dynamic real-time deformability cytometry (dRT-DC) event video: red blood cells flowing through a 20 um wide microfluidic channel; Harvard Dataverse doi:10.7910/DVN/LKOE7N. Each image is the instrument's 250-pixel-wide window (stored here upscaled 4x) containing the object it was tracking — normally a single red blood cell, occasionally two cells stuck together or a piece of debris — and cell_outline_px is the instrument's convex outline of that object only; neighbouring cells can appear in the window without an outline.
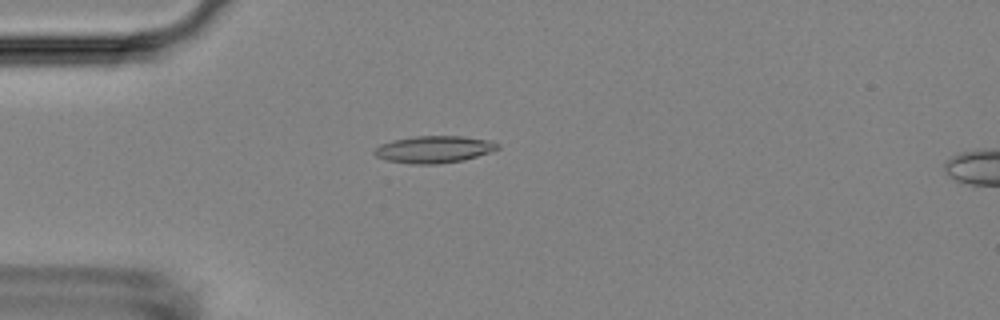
{"species": "Egyptian fruit bat (a non-hibernating species)", "species_latin": "Rousettus aegyptiacus", "temperature_condition": "room temperature", "stored_images_in_passage": 54, "camera_frame_rate_fps": 3000, "um_per_image_px": 0.085, "animal": {"sex": "female"}, "frame": {"image": 1, "passage_image": 15, "time_ms": 4.667, "image_size_px": [1000, 320], "cell_outline_px": [[500, 148], [464, 160], [436, 164], [412, 164], [388, 160], [376, 156], [372, 152], [380, 144], [392, 140], [416, 136], [464, 136], [488, 140], [500, 144]], "centroid_in_image_um": [36.88, 12.69], "position_along_channel_um": 48.1, "area_um2": 19.31}}
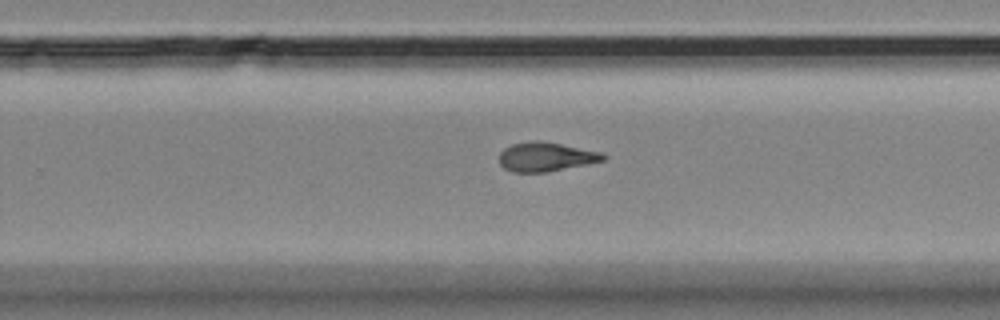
{"frame": {"image": 2, "passage_image": 35, "time_ms": 11.333, "image_size_px": [1000, 320], "cell_outline_px": [[608, 156], [604, 160], [588, 164], [548, 172], [512, 172], [504, 168], [500, 164], [500, 152], [504, 148], [512, 144], [536, 140], [540, 140], [604, 152]], "centroid_in_image_um": [46.43, 13.33], "position_along_channel_um": 283.4, "area_um2": 17.8}}
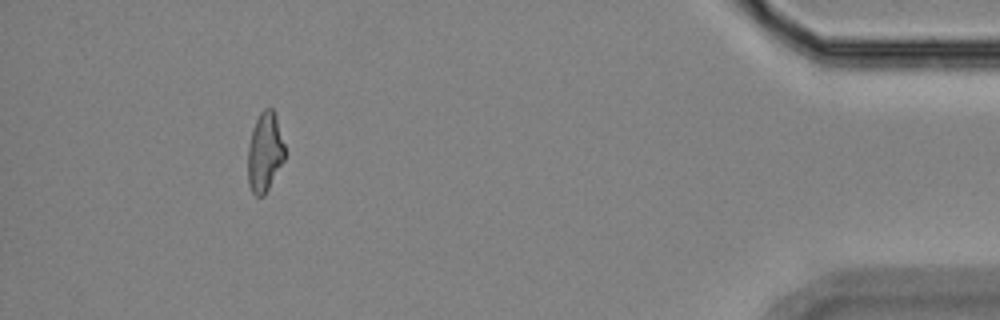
{"frame": {"image": 3, "passage_image": 50, "time_ms": 16.333, "image_size_px": [1000, 320], "cell_outline_px": [[288, 152], [284, 160], [264, 196], [256, 196], [252, 192], [248, 184], [248, 148], [252, 128], [260, 112], [264, 108], [272, 108], [276, 116]], "centroid_in_image_um": [22.53, 12.92], "position_along_channel_um": 412.7, "area_um2": 17.4}, "authors_computed_cell_mechanics": {"area_um2": 17.9758, "velocity_mm_per_s": 3.7306, "shape_relaxation_time_tau1_ms": 4.8724, "shape_relaxation_time_tau2_ms": 3.0684, "deformation_change_tau1": 0.1588, "deformation_change_tau2": 0.1057}}